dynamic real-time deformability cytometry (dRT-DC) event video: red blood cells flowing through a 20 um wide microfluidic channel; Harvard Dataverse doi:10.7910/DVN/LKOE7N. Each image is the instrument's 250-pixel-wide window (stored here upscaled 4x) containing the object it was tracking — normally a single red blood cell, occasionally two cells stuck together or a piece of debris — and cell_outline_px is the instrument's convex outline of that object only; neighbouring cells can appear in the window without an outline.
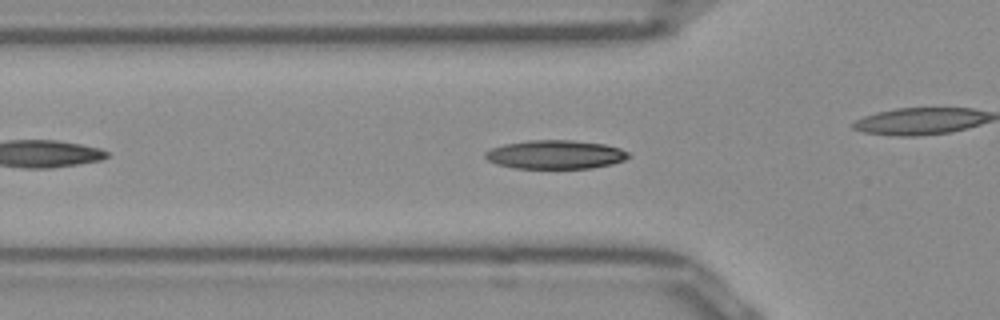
{"species": "Egyptian fruit bat (a non-hibernating species)", "species_latin": "Rousettus aegyptiacus", "temperature_condition": "room temperature", "stored_images_in_passage": 43, "camera_frame_rate_fps": 3000, "um_per_image_px": 0.085, "frame": {"image": 1, "passage_image": 8, "time_ms": 2.333, "image_size_px": [1000, 320], "cell_outline_px": [[628, 156], [624, 160], [612, 164], [592, 168], [516, 168], [496, 164], [488, 160], [484, 156], [484, 152], [492, 148], [504, 144], [528, 140], [572, 140], [604, 144], [620, 148], [628, 152]], "centroid_in_image_um": [47.19, 13.13], "position_along_channel_um": 78.6, "area_um2": 23.93}}
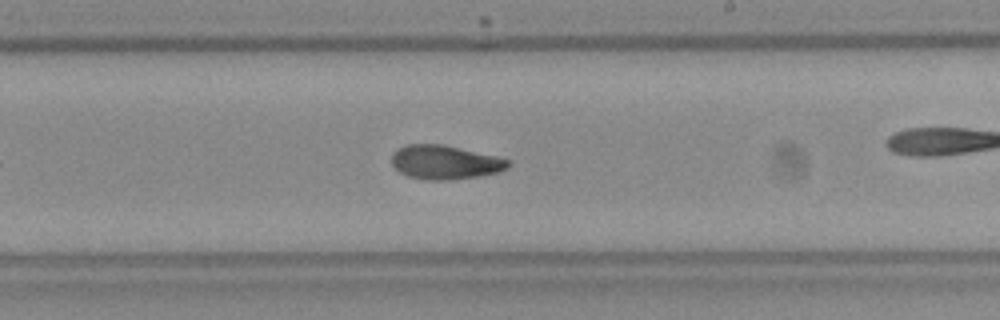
{"frame": {"image": 2, "passage_image": 21, "time_ms": 6.667, "image_size_px": [1000, 320], "cell_outline_px": [[512, 164], [508, 168], [496, 172], [476, 176], [448, 180], [428, 180], [408, 176], [400, 172], [392, 164], [392, 152], [396, 148], [408, 144], [444, 144], [496, 156], [508, 160]], "centroid_in_image_um": [37.8, 13.78], "position_along_channel_um": 251.2, "area_um2": 23.0}}
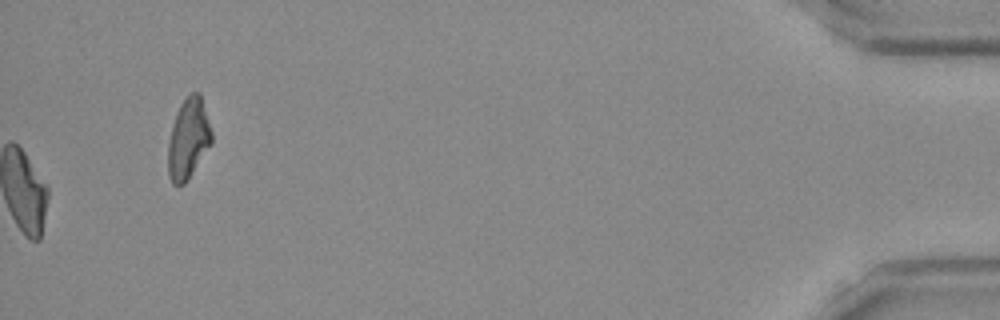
{"frame": {"image": 3, "passage_image": 43, "time_ms": 14.0, "image_size_px": [1000, 320], "cell_outline_px": [[212, 144], [184, 184], [172, 184], [168, 176], [168, 144], [172, 124], [176, 112], [180, 104], [192, 92], [200, 92], [212, 132]], "centroid_in_image_um": [16.01, 11.79], "position_along_channel_um": 419.2, "area_um2": 20.4}, "authors_computed_cell_mechanics": {"area_um2": 23.12, "velocity_mm_per_s": 3.9614, "shape_relaxation_time_tau1_ms": null, "shape_relaxation_time_tau2_ms": 3.2525, "deformation_change_tau1": null, "deformation_change_tau2": 0.0881}}